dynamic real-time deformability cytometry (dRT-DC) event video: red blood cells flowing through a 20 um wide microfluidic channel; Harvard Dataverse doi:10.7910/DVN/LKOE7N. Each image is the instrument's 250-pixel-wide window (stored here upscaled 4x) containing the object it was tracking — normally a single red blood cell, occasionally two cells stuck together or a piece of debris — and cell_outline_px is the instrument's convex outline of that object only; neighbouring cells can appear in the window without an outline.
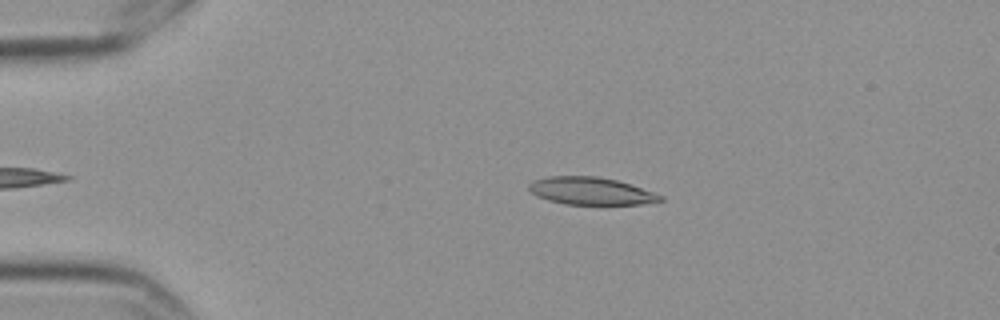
{"species": "Egyptian fruit bat (a non-hibernating species)", "species_latin": "Rousettus aegyptiacus", "temperature_condition": "cold", "stored_images_in_passage": 2, "camera_frame_rate_fps": 3000, "um_per_image_px": 0.085, "frame": {"image": 1, "passage_image": 1, "time_ms": 0.0, "image_size_px": [1000, 320], "cell_outline_px": [[664, 200], [640, 204], [564, 204], [548, 200], [536, 196], [528, 188], [528, 184], [532, 180], [548, 176], [596, 176], [616, 180], [664, 196]], "centroid_in_image_um": [50.16, 16.23], "position_along_channel_um": 34.8, "area_um2": 20.87}}